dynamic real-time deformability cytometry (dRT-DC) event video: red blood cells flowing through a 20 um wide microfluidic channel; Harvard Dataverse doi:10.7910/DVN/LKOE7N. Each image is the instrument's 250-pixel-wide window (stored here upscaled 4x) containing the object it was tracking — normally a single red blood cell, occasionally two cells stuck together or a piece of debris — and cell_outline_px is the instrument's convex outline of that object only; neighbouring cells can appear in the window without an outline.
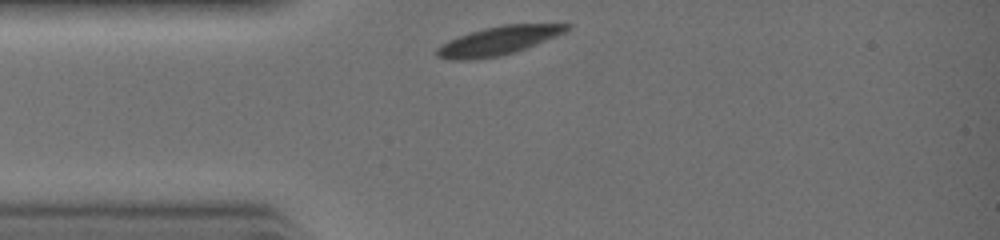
{"species": "common noctule bat (a hibernating species)", "species_latin": "Nyctalus noctula", "temperature_condition": "warm", "stored_images_in_passage": 21, "camera_frame_rate_fps": 3000, "um_per_image_px": 0.085, "animal": {"sex": "female", "body_mass_g": 19.0, "forearm_length_mm": 51.5}, "frame": {"image": 1, "passage_image": 1, "time_ms": 0.0, "image_size_px": [1000, 240], "cell_outline_px": [[572, 28], [556, 36], [516, 52], [500, 56], [472, 60], [448, 60], [436, 56], [436, 48], [440, 44], [448, 40], [484, 28], [504, 24], [572, 24]], "centroid_in_image_um": [42.33, 3.47], "position_along_channel_um": 42.7, "area_um2": 21.68}}
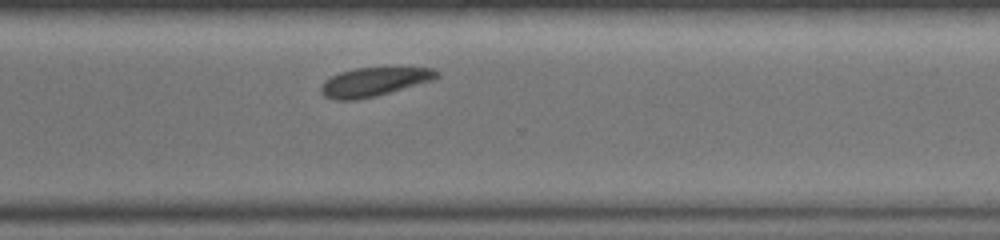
{"frame": {"image": 2, "passage_image": 17, "time_ms": 5.333, "image_size_px": [1000, 240], "cell_outline_px": [[440, 76], [432, 80], [376, 96], [356, 100], [336, 100], [324, 96], [320, 92], [320, 84], [324, 80], [340, 72], [356, 68], [436, 68], [440, 72]], "centroid_in_image_um": [31.76, 6.96], "position_along_channel_um": 338.8, "area_um2": 19.36}}
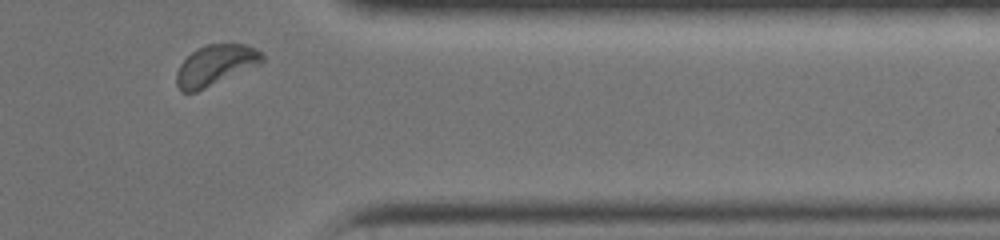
{"frame": {"image": 3, "passage_image": 20, "time_ms": 6.333, "image_size_px": [1000, 240], "cell_outline_px": [[264, 60], [260, 64], [196, 92], [180, 92], [176, 84], [176, 72], [180, 64], [196, 48], [208, 44], [244, 44], [256, 48], [264, 56]], "centroid_in_image_um": [18.29, 5.54], "position_along_channel_um": 393.1, "area_um2": 20.17}}